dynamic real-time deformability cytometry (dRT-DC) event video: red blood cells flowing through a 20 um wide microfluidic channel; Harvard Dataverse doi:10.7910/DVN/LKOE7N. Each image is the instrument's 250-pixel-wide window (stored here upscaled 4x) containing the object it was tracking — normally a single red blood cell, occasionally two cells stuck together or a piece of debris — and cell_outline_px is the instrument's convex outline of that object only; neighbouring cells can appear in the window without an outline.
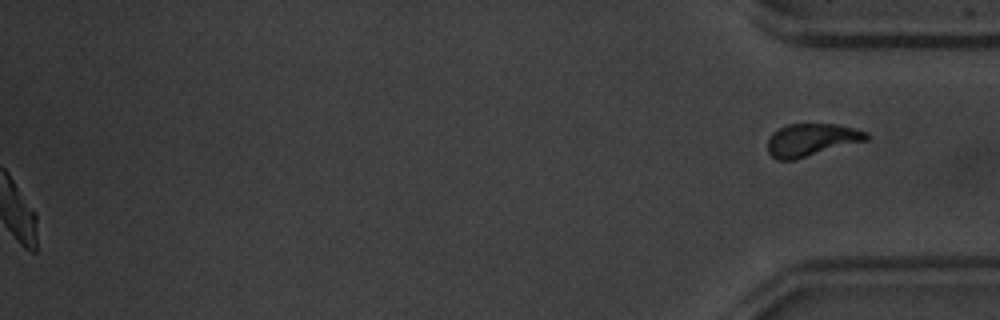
{"species": "common noctule bat (a hibernating species)", "species_latin": "Nyctalus noctula", "temperature_condition": "warm", "stored_images_in_passage": 52, "segment_of_instrument_passage": [2, 2], "camera_frame_rate_fps": 3000, "um_per_image_px": 0.085, "animal": {"sex": "male", "body_mass_g": 20.1, "forearm_length_mm": 53.5}, "frame": {"image": 1, "passage_image": 52, "time_ms": 17.0, "image_size_px": [1000, 320], "cell_outline_px": [[872, 136], [868, 140], [796, 160], [776, 160], [768, 152], [768, 136], [772, 132], [788, 124], [836, 124], [868, 132]], "centroid_in_image_um": [68.98, 11.9], "position_along_channel_um": 366.2, "area_um2": 19.02}}